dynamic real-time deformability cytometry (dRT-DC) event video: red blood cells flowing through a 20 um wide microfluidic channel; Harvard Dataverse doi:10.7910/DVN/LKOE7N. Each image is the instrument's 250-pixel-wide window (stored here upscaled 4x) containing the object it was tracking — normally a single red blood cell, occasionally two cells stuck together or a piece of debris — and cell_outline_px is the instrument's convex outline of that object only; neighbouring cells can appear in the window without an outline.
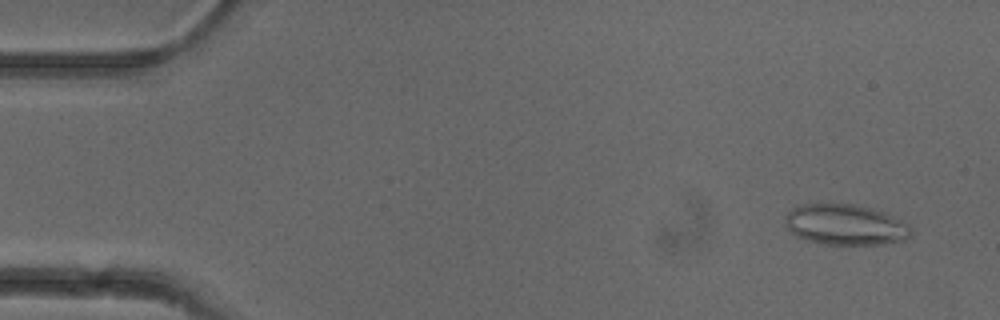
{"species": "common noctule bat (a hibernating species)", "species_latin": "Nyctalus noctula", "temperature_condition": "cold", "stored_images_in_passage": 13, "camera_frame_rate_fps": 3000, "um_per_image_px": 0.085, "animal": {"sex": "female"}, "frame": {"image": 1, "passage_image": 3, "time_ms": 0.667, "image_size_px": [1000, 320], "cell_outline_px": [[912, 236], [908, 240], [884, 244], [824, 244], [808, 240], [796, 236], [784, 224], [784, 216], [796, 204], [820, 200], [852, 204], [872, 208], [884, 212], [908, 224], [912, 232]], "centroid_in_image_um": [71.81, 19.05], "position_along_channel_um": 13.2, "area_um2": 30.87}}